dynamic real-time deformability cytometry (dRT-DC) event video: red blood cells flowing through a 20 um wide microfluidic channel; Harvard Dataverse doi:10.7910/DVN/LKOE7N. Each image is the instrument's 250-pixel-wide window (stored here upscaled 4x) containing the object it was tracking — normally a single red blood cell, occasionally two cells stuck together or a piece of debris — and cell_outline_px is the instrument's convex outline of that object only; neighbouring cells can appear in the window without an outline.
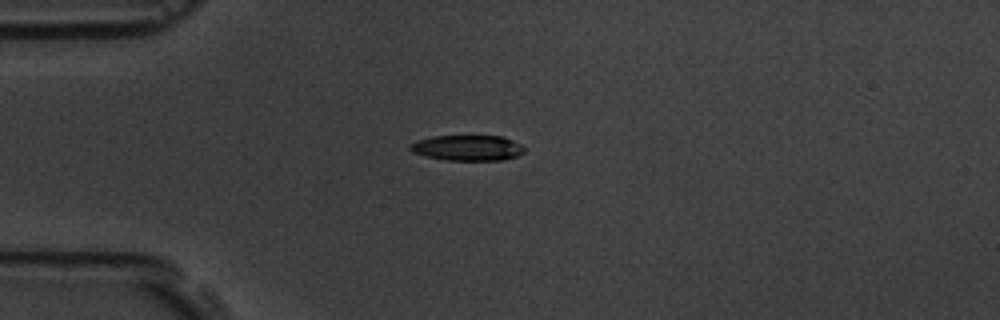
{"species": "common noctule bat (a hibernating species)", "species_latin": "Nyctalus noctula", "temperature_condition": "room temperature", "stored_images_in_passage": 12, "camera_frame_rate_fps": 3000, "um_per_image_px": 0.085, "animal": {"sex": "male", "body_mass_g": 19.5, "forearm_length_mm": 54.6}, "frame": {"image": 1, "passage_image": 1, "time_ms": 0.0, "image_size_px": [1000, 320], "cell_outline_px": [[524, 152], [516, 156], [504, 160], [444, 160], [412, 152], [408, 148], [408, 144], [416, 140], [432, 136], [504, 136], [520, 144], [524, 148]], "centroid_in_image_um": [39.71, 12.56], "position_along_channel_um": 45.3, "area_um2": 17.05}}
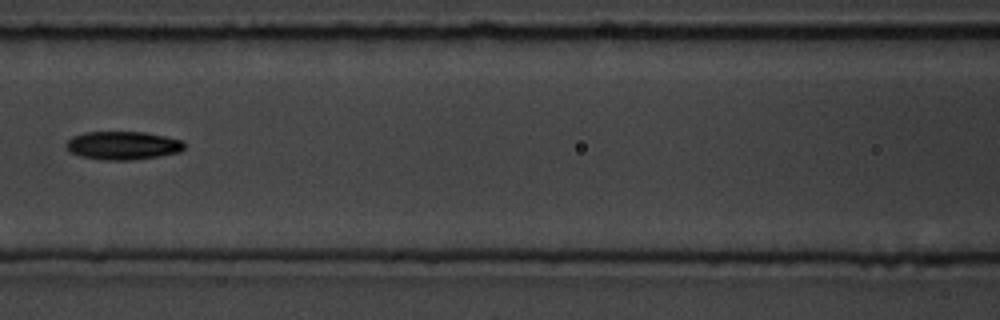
{"frame": {"image": 2, "passage_image": 4, "time_ms": 3.667, "image_size_px": [1000, 320], "cell_outline_px": [[184, 148], [180, 152], [160, 156], [132, 160], [104, 160], [80, 156], [72, 152], [64, 144], [72, 136], [84, 132], [144, 132], [184, 140]], "centroid_in_image_um": [10.46, 12.36], "position_along_channel_um": 156.1, "area_um2": 19.54}}
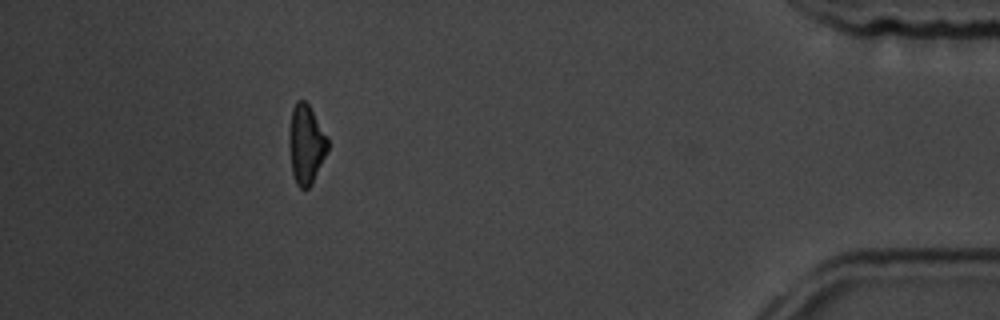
{"frame": {"image": 3, "passage_image": 11, "time_ms": 12.333, "image_size_px": [1000, 320], "cell_outline_px": [[328, 152], [312, 184], [308, 188], [300, 188], [296, 184], [292, 172], [288, 144], [288, 132], [292, 108], [296, 100], [304, 100], [308, 104], [328, 136]], "centroid_in_image_um": [26.01, 12.26], "position_along_channel_um": 409.2, "area_um2": 18.21}, "authors_computed_cell_mechanics": {"area_um2": 18.6983, "velocity_mm_per_s": 3.5667, "shape_relaxation_time_tau1_ms": 3.0318, "shape_relaxation_time_tau2_ms": 10.6261, "deformation_change_tau1": 0.0907, "deformation_change_tau2": 0.1974}}